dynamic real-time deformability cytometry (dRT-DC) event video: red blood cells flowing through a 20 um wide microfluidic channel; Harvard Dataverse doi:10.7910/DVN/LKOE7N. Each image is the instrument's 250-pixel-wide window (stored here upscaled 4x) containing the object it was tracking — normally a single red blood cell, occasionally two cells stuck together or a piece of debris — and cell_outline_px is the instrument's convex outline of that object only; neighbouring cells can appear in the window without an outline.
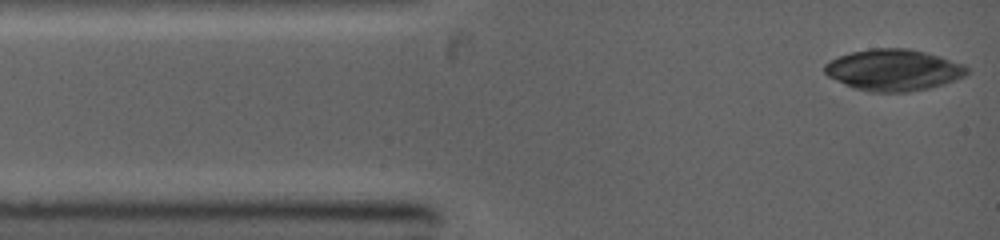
{"species": "common noctule bat (a hibernating species)", "species_latin": "Nyctalus noctula", "temperature_condition": "warm", "stored_images_in_passage": 3, "camera_frame_rate_fps": 5000, "um_per_image_px": 0.085, "animal": {"sex": "female", "body_mass_g": 19.0, "forearm_length_mm": 53.3}, "frame": {"image": 1, "passage_image": 1, "time_ms": 0.0, "image_size_px": [1000, 240], "cell_outline_px": [[968, 72], [964, 76], [956, 80], [944, 84], [928, 88], [904, 92], [868, 92], [852, 88], [828, 76], [824, 72], [824, 64], [840, 56], [852, 52], [872, 48], [908, 48], [940, 56], [964, 64], [968, 68]], "centroid_in_image_um": [75.95, 5.95], "position_along_channel_um": 9.1, "area_um2": 34.33}}